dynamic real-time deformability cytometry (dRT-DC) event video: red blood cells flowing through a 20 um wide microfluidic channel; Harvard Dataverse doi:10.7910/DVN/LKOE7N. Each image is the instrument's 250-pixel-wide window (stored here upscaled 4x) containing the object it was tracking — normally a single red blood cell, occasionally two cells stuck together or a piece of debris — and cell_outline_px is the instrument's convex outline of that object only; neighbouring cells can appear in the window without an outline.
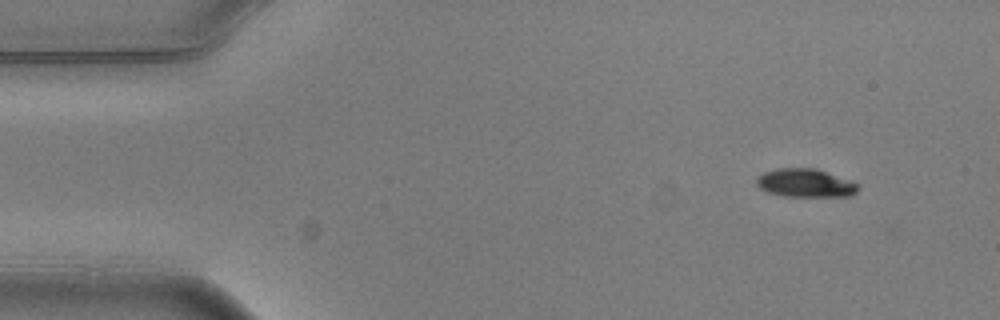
{"species": "common noctule bat (a hibernating species)", "species_latin": "Nyctalus noctula", "temperature_condition": "warm", "stored_images_in_passage": 5, "camera_frame_rate_fps": 3000, "um_per_image_px": 0.085, "animal": {"sex": "male", "body_mass_g": 20.5, "forearm_length_mm": 52.5}, "frame": {"image": 1, "passage_image": 1, "time_ms": 0.0, "image_size_px": [1000, 320], "cell_outline_px": [[860, 188], [852, 196], [784, 196], [768, 192], [760, 188], [756, 184], [756, 180], [764, 172], [776, 168], [816, 168], [860, 184]], "centroid_in_image_um": [68.48, 15.56], "position_along_channel_um": 16.5, "area_um2": 16.76}}
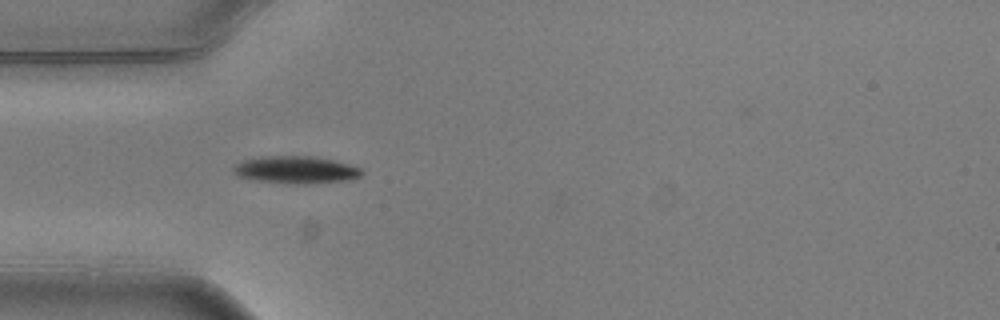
{"frame": {"image": 2, "passage_image": 4, "time_ms": 1.0, "image_size_px": [1000, 320], "cell_outline_px": [[364, 172], [360, 176], [352, 180], [308, 184], [288, 184], [256, 180], [236, 176], [232, 172], [232, 168], [236, 164], [244, 160], [260, 156], [312, 156], [336, 160], [360, 168]], "centroid_in_image_um": [25.15, 14.44], "position_along_channel_um": 59.8, "area_um2": 20.81}}
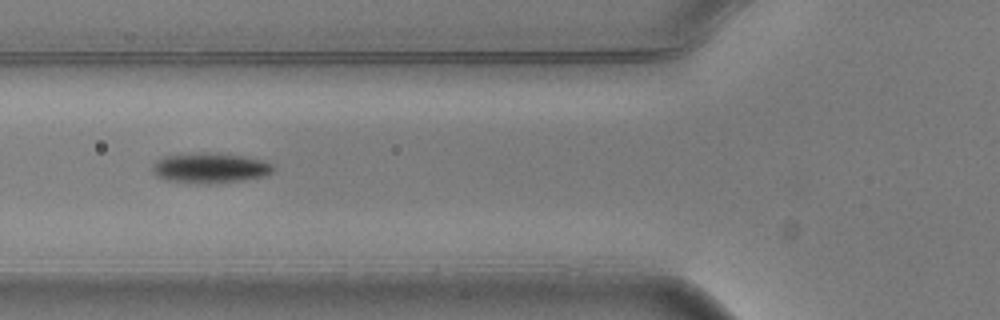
{"frame": {"image": 3, "passage_image": 5, "time_ms": 1.333, "image_size_px": [1000, 320], "cell_outline_px": [[276, 168], [272, 172], [264, 176], [240, 180], [208, 184], [164, 180], [156, 176], [152, 172], [152, 164], [156, 160], [164, 156], [240, 156], [260, 160], [272, 164]], "centroid_in_image_um": [17.83, 14.35], "position_along_channel_um": 108.0, "area_um2": 19.94}}